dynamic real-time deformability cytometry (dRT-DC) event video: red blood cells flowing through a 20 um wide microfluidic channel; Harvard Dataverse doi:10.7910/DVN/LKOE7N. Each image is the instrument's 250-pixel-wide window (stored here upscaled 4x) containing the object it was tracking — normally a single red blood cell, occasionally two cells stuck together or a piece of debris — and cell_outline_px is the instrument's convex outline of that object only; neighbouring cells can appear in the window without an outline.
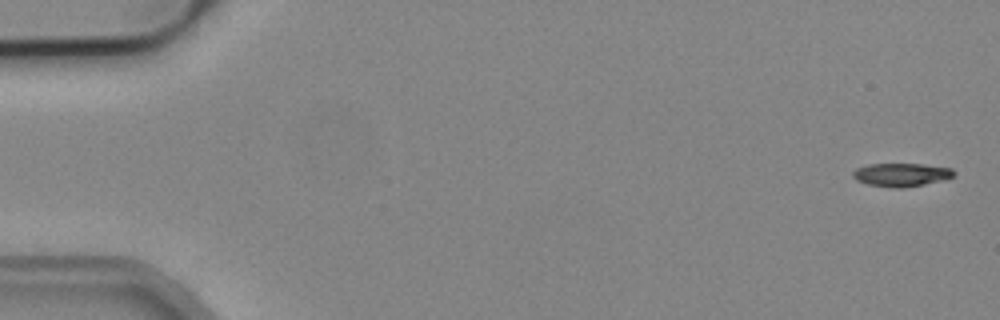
{"species": "common noctule bat (a hibernating species)", "species_latin": "Nyctalus noctula", "temperature_condition": "cold", "stored_images_in_passage": 6, "camera_frame_rate_fps": 3000, "um_per_image_px": 0.085, "animal": {"sex": "male", "body_mass_g": 19.2, "forearm_length_mm": 51.8}, "frame": {"image": 1, "passage_image": 1, "time_ms": 0.0, "image_size_px": [1000, 320], "cell_outline_px": [[956, 172], [952, 176], [944, 180], [904, 188], [896, 188], [868, 184], [856, 180], [852, 176], [852, 172], [856, 168], [868, 164], [920, 164], [952, 168]], "centroid_in_image_um": [76.6, 14.85], "position_along_channel_um": 8.4, "area_um2": 13.7}}
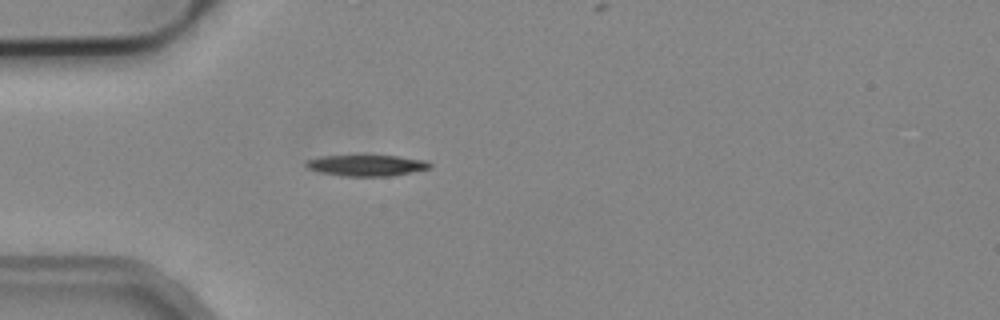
{"frame": {"image": 2, "passage_image": 5, "time_ms": 1.333, "image_size_px": [1000, 320], "cell_outline_px": [[432, 164], [428, 168], [392, 176], [344, 176], [320, 172], [308, 168], [304, 164], [308, 160], [320, 156], [400, 156], [424, 160]], "centroid_in_image_um": [31.14, 14.06], "position_along_channel_um": 53.9, "area_um2": 14.97}}